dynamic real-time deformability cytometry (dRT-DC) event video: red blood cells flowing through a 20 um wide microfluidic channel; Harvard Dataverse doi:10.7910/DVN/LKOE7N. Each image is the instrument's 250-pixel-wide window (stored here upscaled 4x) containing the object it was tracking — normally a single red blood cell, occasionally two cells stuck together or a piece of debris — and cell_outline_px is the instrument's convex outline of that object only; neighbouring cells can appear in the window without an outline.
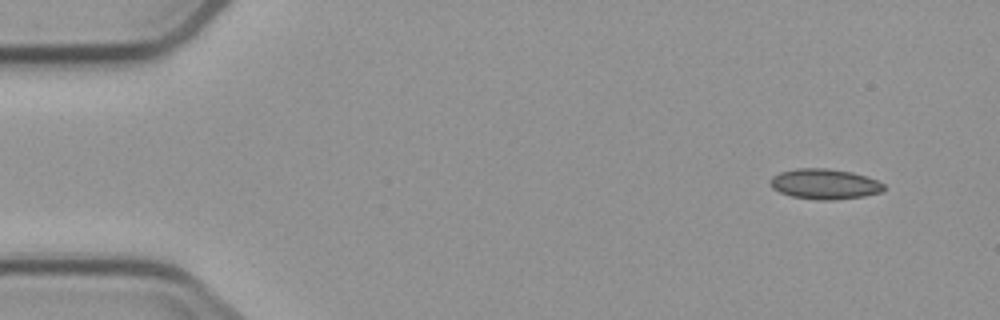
{"species": "common noctule bat (a hibernating species)", "species_latin": "Nyctalus noctula", "temperature_condition": "cold", "stored_images_in_passage": 4, "segment_of_instrument_passage": [1, 2], "camera_frame_rate_fps": 3000, "um_per_image_px": 0.085, "animal": {"sex": "male", "body_mass_g": 23.1, "forearm_length_mm": 52.7}, "frame": {"image": 1, "passage_image": 1, "time_ms": 0.0, "image_size_px": [1000, 320], "cell_outline_px": [[884, 188], [880, 192], [864, 196], [836, 200], [816, 200], [792, 196], [780, 192], [772, 188], [768, 180], [772, 176], [780, 172], [796, 168], [828, 168], [852, 172], [876, 180], [884, 184]], "centroid_in_image_um": [70.05, 15.64], "position_along_channel_um": 14.9, "area_um2": 20.11}}
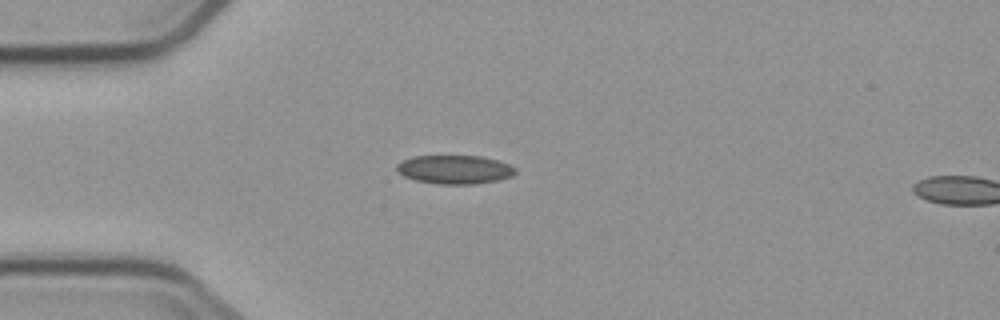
{"frame": {"image": 2, "passage_image": 3, "time_ms": 3.333, "image_size_px": [1000, 320], "cell_outline_px": [[516, 172], [512, 176], [500, 180], [472, 184], [436, 184], [416, 180], [404, 176], [396, 168], [396, 164], [412, 156], [480, 156], [496, 160], [508, 164], [516, 168]], "centroid_in_image_um": [38.66, 14.41], "position_along_channel_um": 46.3, "area_um2": 19.77}}